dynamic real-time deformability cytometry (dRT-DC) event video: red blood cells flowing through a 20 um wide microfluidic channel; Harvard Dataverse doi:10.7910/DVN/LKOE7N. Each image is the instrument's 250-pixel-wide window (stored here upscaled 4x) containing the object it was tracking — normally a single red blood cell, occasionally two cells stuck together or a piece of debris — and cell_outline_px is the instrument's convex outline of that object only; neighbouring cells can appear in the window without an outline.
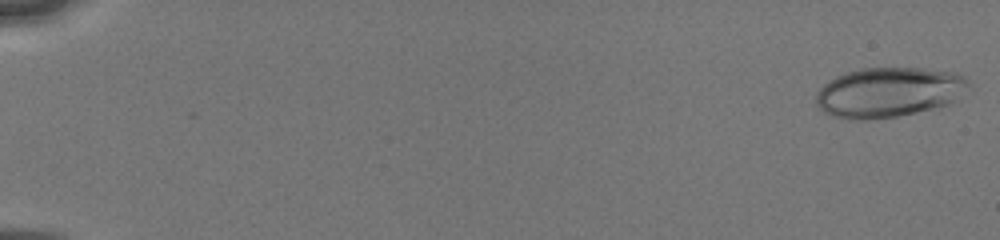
{"species": "human", "species_latin": "Homo sapiens", "temperature_condition": "cold", "stored_images_in_passage": 30, "camera_frame_rate_fps": 3000, "um_per_image_px": 0.085, "donor": {"sex": "male"}, "frame": {"image": 1, "passage_image": 1, "time_ms": 0.0, "image_size_px": [1000, 240], "cell_outline_px": [[968, 84], [956, 100], [948, 104], [900, 116], [868, 120], [848, 120], [832, 116], [824, 112], [816, 104], [816, 92], [824, 84], [836, 76], [860, 68], [916, 68], [952, 72], [964, 76], [968, 80]], "centroid_in_image_um": [75.49, 7.86], "position_along_channel_um": 9.5, "area_um2": 44.22}}